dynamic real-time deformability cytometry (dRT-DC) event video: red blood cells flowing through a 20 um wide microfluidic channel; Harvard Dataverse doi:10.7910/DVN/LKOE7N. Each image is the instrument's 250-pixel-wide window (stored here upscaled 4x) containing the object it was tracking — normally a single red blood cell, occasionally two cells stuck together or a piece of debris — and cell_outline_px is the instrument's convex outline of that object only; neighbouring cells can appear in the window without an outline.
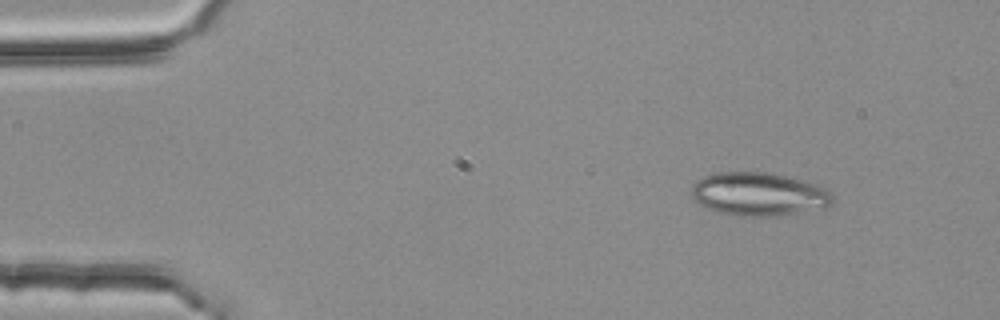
{"species": "common noctule bat (a hibernating species)", "species_latin": "Nyctalus noctula", "temperature_condition": "room temperature", "stored_images_in_passage": 3, "camera_frame_rate_fps": 3000, "um_per_image_px": 0.085, "animal": {"sex": "female", "body_mass_g": 25.1}, "frame": {"image": 1, "passage_image": 1, "time_ms": 0.0, "image_size_px": [1000, 320], "cell_outline_px": [[832, 204], [828, 208], [776, 216], [748, 216], [720, 212], [704, 208], [692, 200], [692, 188], [696, 180], [704, 176], [716, 172], [764, 172], [788, 176], [804, 180], [816, 184], [824, 188], [832, 196]], "centroid_in_image_um": [64.49, 16.5], "position_along_channel_um": 20.5, "area_um2": 35.84}}